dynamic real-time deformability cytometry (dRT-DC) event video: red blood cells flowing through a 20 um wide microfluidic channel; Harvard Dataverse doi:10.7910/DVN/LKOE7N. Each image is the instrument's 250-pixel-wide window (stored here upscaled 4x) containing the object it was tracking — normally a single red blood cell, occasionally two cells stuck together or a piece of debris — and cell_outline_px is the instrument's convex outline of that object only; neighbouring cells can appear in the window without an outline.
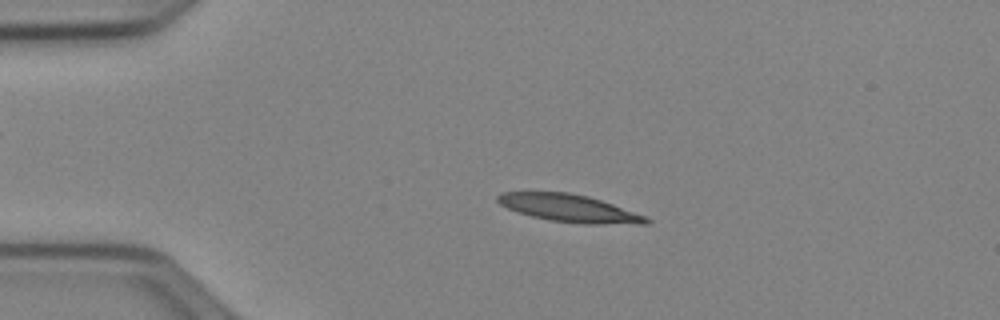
{"species": "Egyptian fruit bat (a non-hibernating species)", "species_latin": "Rousettus aegyptiacus", "temperature_condition": "cold", "stored_images_in_passage": 51, "camera_frame_rate_fps": 3000, "um_per_image_px": 0.085, "animal": {"sex": "female"}, "frame": {"image": 1, "passage_image": 11, "time_ms": 3.333, "image_size_px": [1000, 320], "cell_outline_px": [[652, 220], [648, 224], [584, 224], [552, 220], [532, 216], [508, 208], [500, 204], [496, 200], [496, 196], [504, 192], [568, 192], [588, 196], [648, 216]], "centroid_in_image_um": [48.45, 17.7], "position_along_channel_um": 36.6, "area_um2": 23.7}}
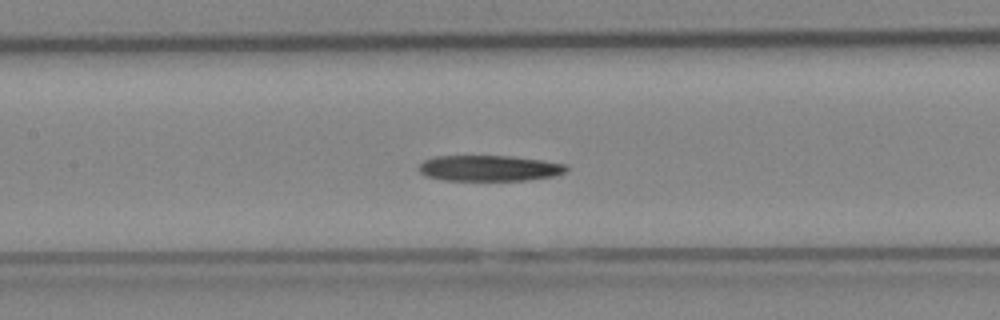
{"frame": {"image": 2, "passage_image": 24, "time_ms": 7.667, "image_size_px": [1000, 320], "cell_outline_px": [[568, 168], [564, 172], [552, 176], [528, 180], [444, 180], [424, 176], [420, 172], [420, 164], [424, 160], [432, 156], [512, 156], [540, 160], [564, 164]], "centroid_in_image_um": [41.53, 14.29], "position_along_channel_um": 165.9, "area_um2": 22.02}}
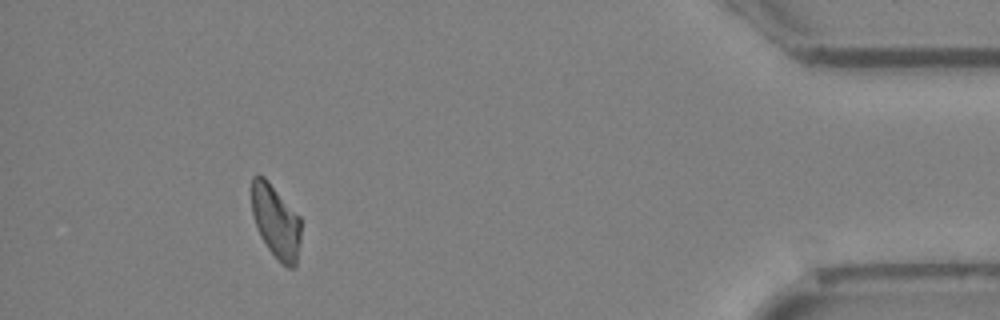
{"frame": {"image": 3, "passage_image": 47, "time_ms": 15.333, "image_size_px": [1000, 320], "cell_outline_px": [[300, 240], [296, 268], [288, 268], [268, 248], [260, 236], [256, 228], [252, 212], [252, 176], [256, 172], [264, 176], [268, 180], [300, 216]], "centroid_in_image_um": [23.44, 18.79], "position_along_channel_um": 411.8, "area_um2": 21.15}}